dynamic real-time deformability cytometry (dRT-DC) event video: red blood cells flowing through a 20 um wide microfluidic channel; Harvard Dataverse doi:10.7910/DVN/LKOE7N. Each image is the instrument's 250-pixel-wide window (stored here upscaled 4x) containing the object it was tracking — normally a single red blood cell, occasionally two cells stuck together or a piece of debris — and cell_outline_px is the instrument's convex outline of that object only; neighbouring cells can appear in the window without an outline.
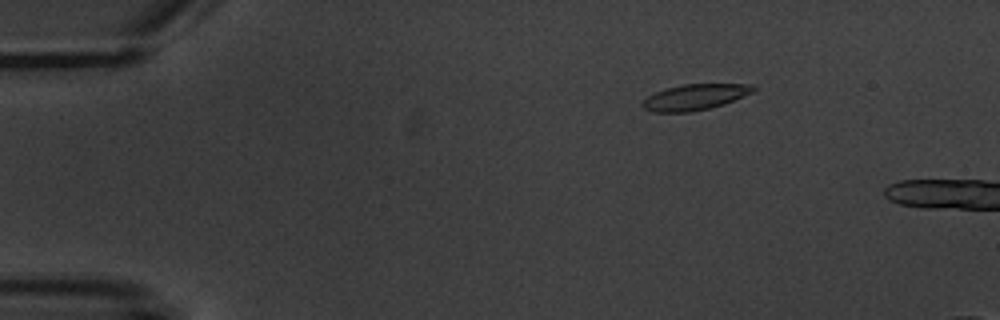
{"species": "common noctule bat (a hibernating species)", "species_latin": "Nyctalus noctula", "temperature_condition": "warm", "stored_images_in_passage": 5, "camera_frame_rate_fps": 3000, "um_per_image_px": 0.085, "animal": {"sex": "male", "body_mass_g": 20.1, "forearm_length_mm": 53.5}, "frame": {"image": 1, "passage_image": 2, "time_ms": 1.333, "image_size_px": [1000, 320], "cell_outline_px": [[756, 88], [752, 92], [724, 104], [708, 108], [688, 112], [656, 112], [644, 108], [640, 104], [648, 96], [656, 92], [668, 88], [684, 84], [752, 84]], "centroid_in_image_um": [59.06, 8.25], "position_along_channel_um": 25.9, "area_um2": 16.36}}